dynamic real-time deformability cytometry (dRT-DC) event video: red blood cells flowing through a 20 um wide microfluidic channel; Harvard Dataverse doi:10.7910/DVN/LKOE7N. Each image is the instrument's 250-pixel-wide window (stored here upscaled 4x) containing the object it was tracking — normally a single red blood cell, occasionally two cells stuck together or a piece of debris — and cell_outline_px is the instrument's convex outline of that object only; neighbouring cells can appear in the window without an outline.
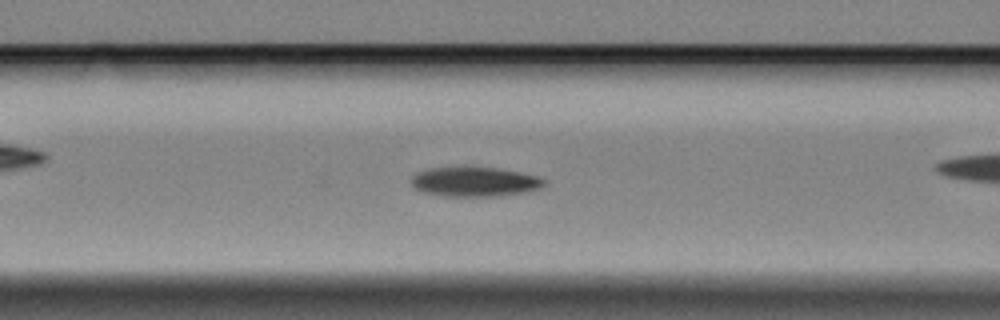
{"species": "Egyptian fruit bat (a non-hibernating species)", "species_latin": "Rousettus aegyptiacus", "temperature_condition": "cold", "stored_images_in_passage": 36, "camera_frame_rate_fps": 3000, "um_per_image_px": 0.085, "animal": {"sex": "female"}, "frame": {"image": 1, "passage_image": 6, "time_ms": 1.667, "image_size_px": [1000, 320], "cell_outline_px": [[544, 184], [540, 188], [528, 192], [496, 196], [444, 196], [424, 192], [416, 188], [412, 184], [412, 176], [416, 172], [432, 168], [496, 168], [520, 172], [536, 176], [544, 180]], "centroid_in_image_um": [40.36, 15.46], "position_along_channel_um": 126.2, "area_um2": 22.48}}
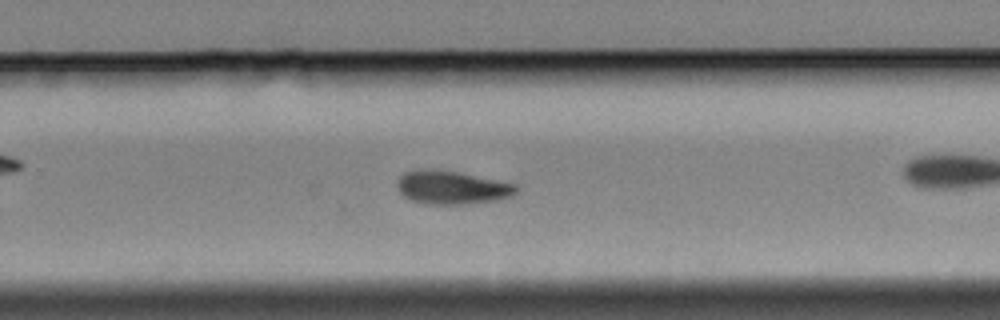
{"frame": {"image": 2, "passage_image": 21, "time_ms": 6.667, "image_size_px": [1000, 320], "cell_outline_px": [[520, 188], [512, 196], [496, 200], [468, 204], [424, 204], [412, 200], [404, 196], [400, 192], [396, 184], [400, 176], [404, 172], [456, 172], [516, 184]], "centroid_in_image_um": [38.47, 15.99], "position_along_channel_um": 291.3, "area_um2": 22.31}, "authors_computed_cell_mechanics": {"area_um2": 23.1778, "velocity_mm_per_s": 3.3144, "shape_relaxation_time_tau1_ms": 3.9926, "shape_relaxation_time_tau2_ms": 10.6119, "deformation_change_tau1": 0.1042, "deformation_change_tau2": 0.1416}}